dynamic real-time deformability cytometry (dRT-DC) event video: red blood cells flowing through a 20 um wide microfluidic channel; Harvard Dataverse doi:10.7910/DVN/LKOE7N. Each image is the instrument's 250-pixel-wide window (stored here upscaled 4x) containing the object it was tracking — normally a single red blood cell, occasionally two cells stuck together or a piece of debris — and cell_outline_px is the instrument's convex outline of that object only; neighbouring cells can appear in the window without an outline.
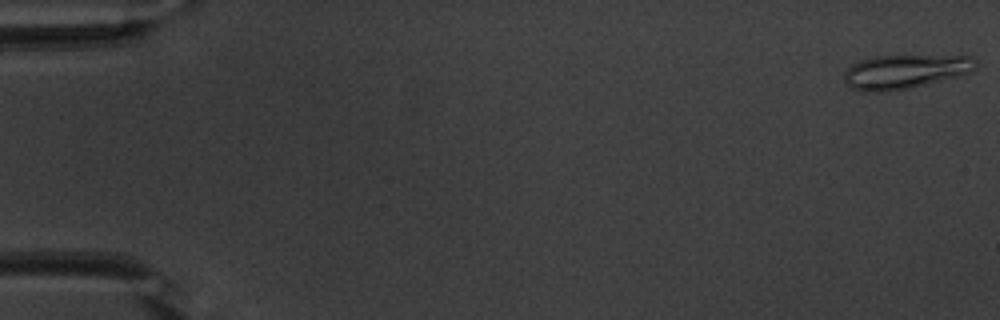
{"species": "common noctule bat (a hibernating species)", "species_latin": "Nyctalus noctula", "temperature_condition": "warm", "stored_images_in_passage": 54, "camera_frame_rate_fps": 3000, "um_per_image_px": 0.085, "animal": {"sex": "male", "body_mass_g": 20.1, "forearm_length_mm": 53.5}, "frame": {"image": 1, "passage_image": 1, "time_ms": 0.0, "image_size_px": [1000, 320], "cell_outline_px": [[976, 68], [972, 72], [908, 88], [888, 92], [864, 92], [852, 88], [844, 80], [844, 72], [852, 64], [860, 60], [876, 56], [972, 56], [976, 60]], "centroid_in_image_um": [76.9, 6.09], "position_along_channel_um": 8.1, "area_um2": 25.89}}
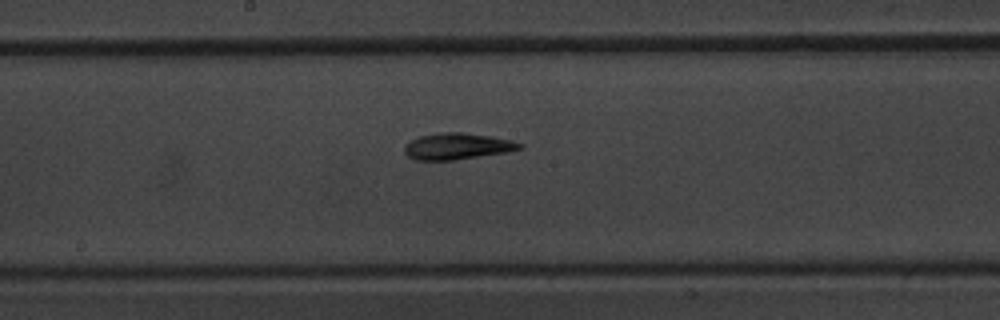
{"frame": {"image": 2, "passage_image": 29, "time_ms": 9.333, "image_size_px": [1000, 320], "cell_outline_px": [[524, 148], [508, 152], [452, 160], [416, 160], [408, 156], [404, 152], [404, 148], [412, 140], [420, 136], [440, 132], [460, 132], [492, 136], [512, 140], [524, 144]], "centroid_in_image_um": [38.92, 12.43], "position_along_channel_um": 209.3, "area_um2": 17.69}}
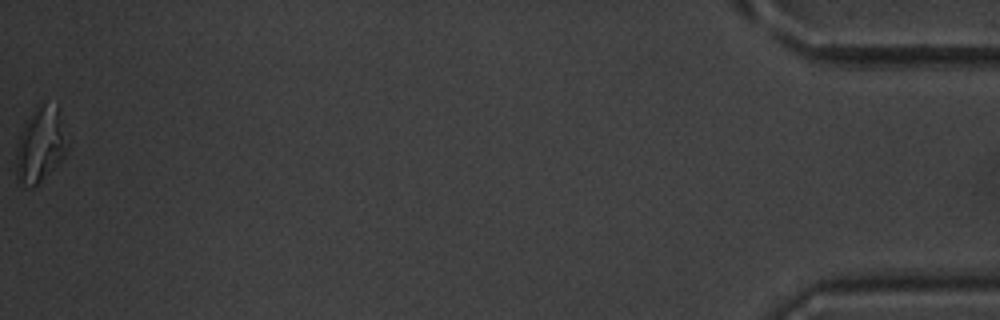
{"frame": {"image": 3, "passage_image": 54, "time_ms": 17.667, "image_size_px": [1000, 320], "cell_outline_px": [[68, 148], [64, 156], [32, 188], [16, 180], [16, 148], [24, 124], [36, 104], [40, 100], [56, 108]], "centroid_in_image_um": [3.37, 12.3], "position_along_channel_um": 431.8, "area_um2": 21.62}, "authors_computed_cell_mechanics": {"area_um2": 17.7735, "velocity_mm_per_s": 3.7961, "shape_relaxation_time_tau1_ms": 9.4975, "shape_relaxation_time_tau2_ms": 4.0771, "deformation_change_tau1": 0.2408, "deformation_change_tau2": 0.1411}}